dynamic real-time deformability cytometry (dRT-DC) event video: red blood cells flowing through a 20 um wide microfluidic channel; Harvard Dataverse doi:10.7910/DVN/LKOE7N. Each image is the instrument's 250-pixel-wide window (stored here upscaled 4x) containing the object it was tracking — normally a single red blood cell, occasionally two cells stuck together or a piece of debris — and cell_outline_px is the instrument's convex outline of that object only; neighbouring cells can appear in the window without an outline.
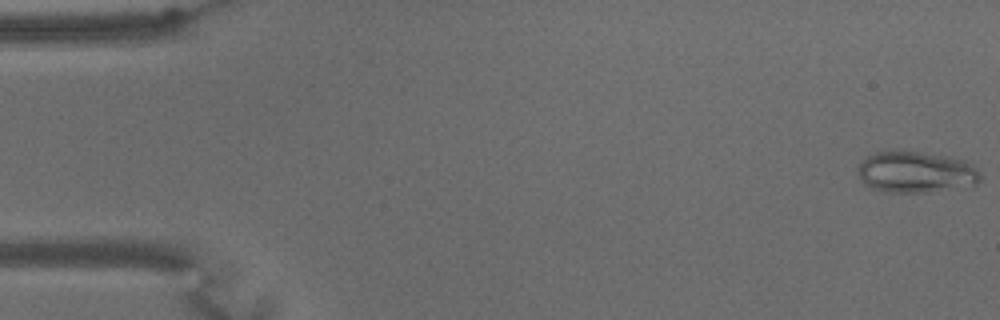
{"species": "common noctule bat (a hibernating species)", "species_latin": "Nyctalus noctula", "temperature_condition": "warm", "stored_images_in_passage": 64, "camera_frame_rate_fps": 3000, "um_per_image_px": 0.085, "animal": {"sex": "male", "body_mass_g": 15.6}, "frame": {"image": 1, "passage_image": 1, "time_ms": 0.0, "image_size_px": [1000, 320], "cell_outline_px": [[980, 180], [976, 184], [924, 192], [888, 192], [872, 188], [864, 184], [856, 168], [868, 156], [876, 152], [920, 152], [944, 156], [964, 160], [972, 164], [980, 172]], "centroid_in_image_um": [77.84, 14.63], "position_along_channel_um": 7.2, "area_um2": 28.84}}
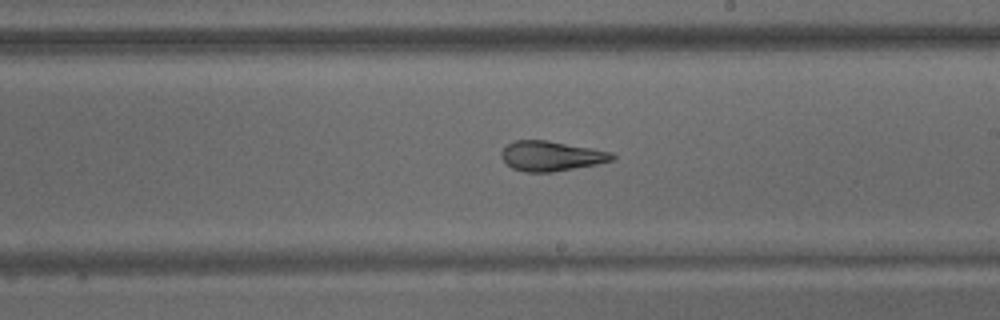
{"frame": {"image": 2, "passage_image": 37, "time_ms": 12.0, "image_size_px": [1000, 320], "cell_outline_px": [[616, 156], [612, 160], [596, 164], [552, 172], [524, 172], [512, 168], [500, 156], [500, 152], [508, 144], [516, 140], [548, 140], [592, 148], [612, 152]], "centroid_in_image_um": [46.84, 13.25], "position_along_channel_um": 242.2, "area_um2": 19.25}}
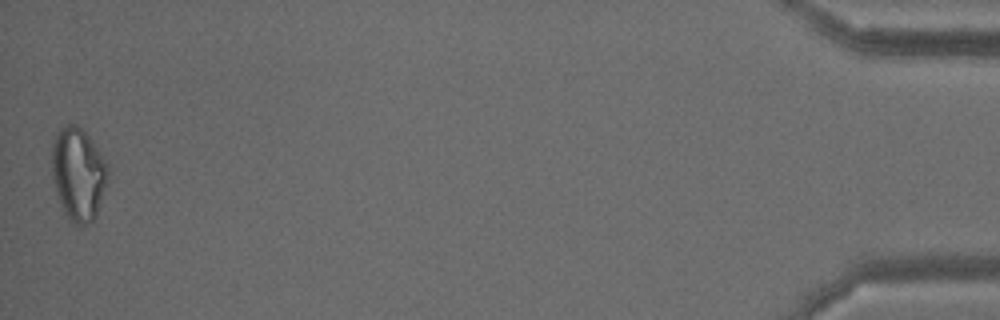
{"frame": {"image": 3, "passage_image": 64, "time_ms": 21.0, "image_size_px": [1000, 320], "cell_outline_px": [[108, 180], [96, 216], [92, 220], [80, 228], [72, 224], [64, 212], [60, 204], [52, 176], [52, 144], [56, 132], [60, 128], [68, 124], [72, 124], [80, 128], [92, 140], [104, 160], [108, 168]], "centroid_in_image_um": [6.64, 14.83], "position_along_channel_um": 428.6, "area_um2": 30.29}, "authors_computed_cell_mechanics": {"area_um2": 23.9292, "velocity_mm_per_s": 3.1215, "shape_relaxation_time_tau1_ms": null, "shape_relaxation_time_tau2_ms": 2.9567, "deformation_change_tau1": null, "deformation_change_tau2": 0.0942}}